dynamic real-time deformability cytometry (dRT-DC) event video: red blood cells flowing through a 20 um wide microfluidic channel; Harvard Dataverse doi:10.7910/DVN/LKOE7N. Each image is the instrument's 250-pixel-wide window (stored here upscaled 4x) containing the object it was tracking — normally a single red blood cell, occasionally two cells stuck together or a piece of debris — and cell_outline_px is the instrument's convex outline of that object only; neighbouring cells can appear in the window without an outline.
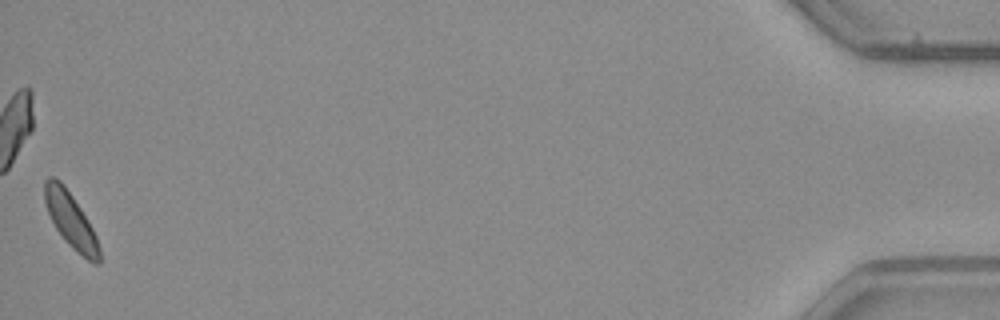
{"species": "common noctule bat (a hibernating species)", "species_latin": "Nyctalus noctula", "temperature_condition": "warm", "stored_images_in_passage": 47, "camera_frame_rate_fps": 3000, "um_per_image_px": 0.085, "animal": {"sex": "male", "body_mass_g": 23.1, "forearm_length_mm": 52.7}, "frame": {"image": 1, "passage_image": 47, "time_ms": 15.333, "image_size_px": [1000, 320], "cell_outline_px": [[96, 252], [88, 256], [80, 252], [64, 236], [56, 224], [48, 208], [48, 196], [56, 180], [64, 188], [88, 224], [92, 232], [96, 244]], "centroid_in_image_um": [6.01, 18.74], "position_along_channel_um": 429.2, "area_um2": 12.66}}